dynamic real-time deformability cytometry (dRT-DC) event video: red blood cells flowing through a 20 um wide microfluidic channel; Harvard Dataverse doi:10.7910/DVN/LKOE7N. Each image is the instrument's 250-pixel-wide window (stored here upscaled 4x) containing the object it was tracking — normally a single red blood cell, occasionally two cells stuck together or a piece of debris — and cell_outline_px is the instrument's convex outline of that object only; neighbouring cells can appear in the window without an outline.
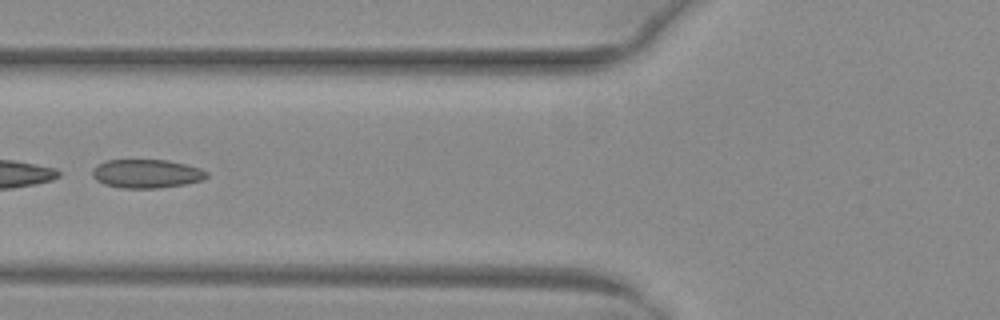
{"species": "common noctule bat (a hibernating species)", "species_latin": "Nyctalus noctula", "temperature_condition": "warm", "stored_images_in_passage": 51, "camera_frame_rate_fps": 3000, "um_per_image_px": 0.085, "animal": {"sex": "female", "body_mass_g": 29.2, "forearm_length_mm": 56.3}, "frame": {"image": 1, "passage_image": 21, "time_ms": 6.667, "image_size_px": [1000, 320], "cell_outline_px": [[208, 176], [204, 180], [188, 184], [160, 188], [120, 188], [104, 184], [96, 180], [92, 176], [92, 168], [96, 164], [104, 160], [168, 160], [200, 168], [208, 172]], "centroid_in_image_um": [12.45, 14.77], "position_along_channel_um": 113.4, "area_um2": 19.42}}
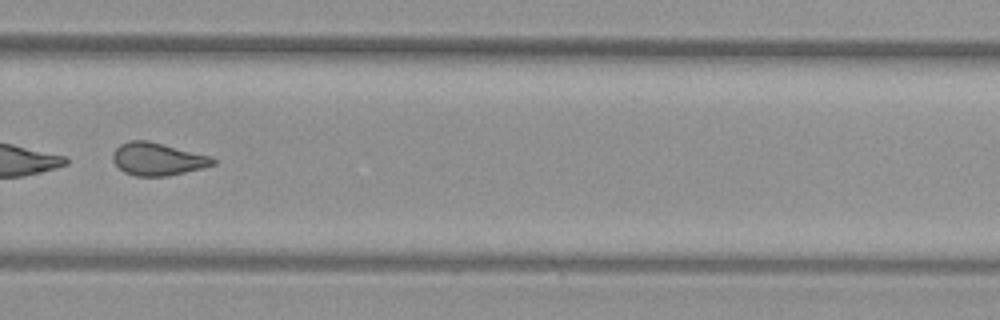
{"frame": {"image": 2, "passage_image": 36, "time_ms": 11.667, "image_size_px": [1000, 320], "cell_outline_px": [[216, 164], [204, 168], [168, 176], [136, 176], [124, 172], [112, 160], [112, 152], [120, 144], [128, 140], [148, 140], [208, 156], [216, 160]], "centroid_in_image_um": [13.37, 13.52], "position_along_channel_um": 316.4, "area_um2": 19.02}}
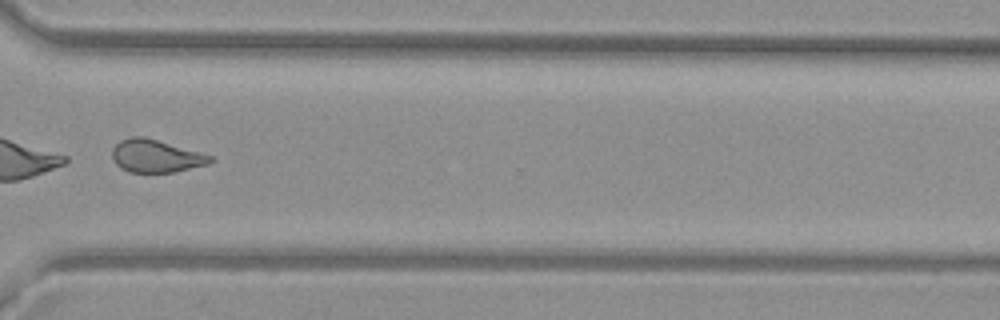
{"frame": {"image": 3, "passage_image": 39, "time_ms": 12.667, "image_size_px": [1000, 320], "cell_outline_px": [[216, 160], [208, 164], [176, 172], [128, 172], [120, 168], [112, 160], [112, 148], [120, 140], [132, 136], [144, 136], [200, 152], [212, 156]], "centroid_in_image_um": [13.24, 13.26], "position_along_channel_um": 357.4, "area_um2": 18.9}}